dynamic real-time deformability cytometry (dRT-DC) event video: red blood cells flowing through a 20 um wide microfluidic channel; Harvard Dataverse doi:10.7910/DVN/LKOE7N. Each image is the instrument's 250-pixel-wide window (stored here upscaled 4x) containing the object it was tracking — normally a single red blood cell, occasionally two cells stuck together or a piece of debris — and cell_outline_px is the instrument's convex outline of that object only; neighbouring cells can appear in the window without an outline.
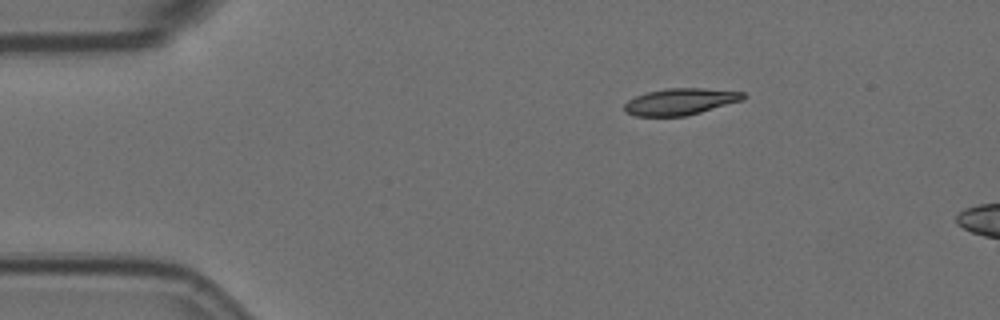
{"species": "Egyptian fruit bat (a non-hibernating species)", "species_latin": "Rousettus aegyptiacus", "temperature_condition": "room temperature", "stored_images_in_passage": 3, "camera_frame_rate_fps": 3000, "um_per_image_px": 0.085, "animal": {"sex": "female"}, "frame": {"image": 1, "passage_image": 1, "time_ms": 0.0, "image_size_px": [1000, 320], "cell_outline_px": [[748, 96], [744, 100], [700, 112], [684, 116], [636, 116], [624, 112], [624, 104], [628, 100], [636, 96], [648, 92], [664, 88], [704, 88], [744, 92]], "centroid_in_image_um": [57.84, 8.63], "position_along_channel_um": 27.2, "area_um2": 18.5}}